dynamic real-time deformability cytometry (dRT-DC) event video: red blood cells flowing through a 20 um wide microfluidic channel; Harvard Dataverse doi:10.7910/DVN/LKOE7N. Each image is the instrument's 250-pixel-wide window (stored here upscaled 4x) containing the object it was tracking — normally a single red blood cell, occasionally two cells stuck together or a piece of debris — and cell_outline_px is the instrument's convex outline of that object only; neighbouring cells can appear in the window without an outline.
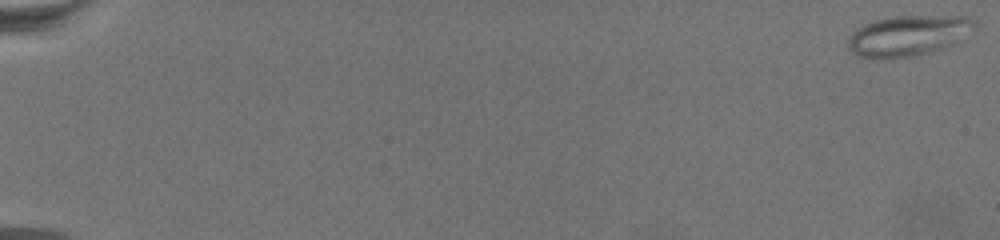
{"species": "common noctule bat (a hibernating species)", "species_latin": "Nyctalus noctula", "temperature_condition": "warm", "stored_images_in_passage": 74, "camera_frame_rate_fps": 3000, "um_per_image_px": 0.085, "animal": {"sex": "female", "body_mass_g": 19.5, "forearm_length_mm": 54.1}, "frame": {"image": 1, "passage_image": 1, "time_ms": 0.0, "image_size_px": [1000, 240], "cell_outline_px": [[976, 32], [940, 48], [928, 52], [912, 56], [860, 56], [852, 52], [848, 44], [848, 36], [852, 32], [876, 20], [896, 16], [968, 16], [976, 20]], "centroid_in_image_um": [77.3, 2.98], "position_along_channel_um": 7.7, "area_um2": 29.07}}
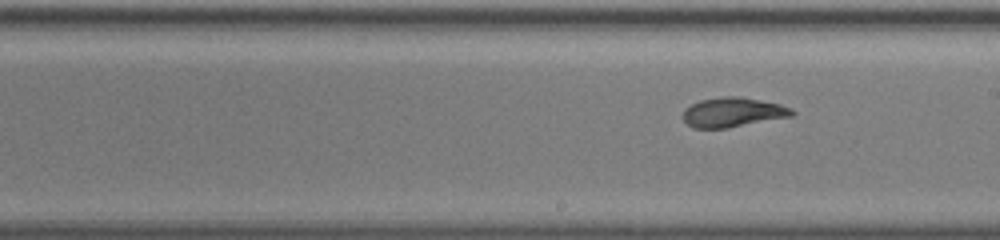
{"frame": {"image": 2, "passage_image": 45, "time_ms": 14.667, "image_size_px": [1000, 240], "cell_outline_px": [[796, 112], [792, 116], [728, 128], [692, 128], [680, 116], [684, 108], [700, 100], [720, 96], [740, 96], [780, 104], [792, 108]], "centroid_in_image_um": [62.26, 9.54], "position_along_channel_um": 226.7, "area_um2": 19.02}}
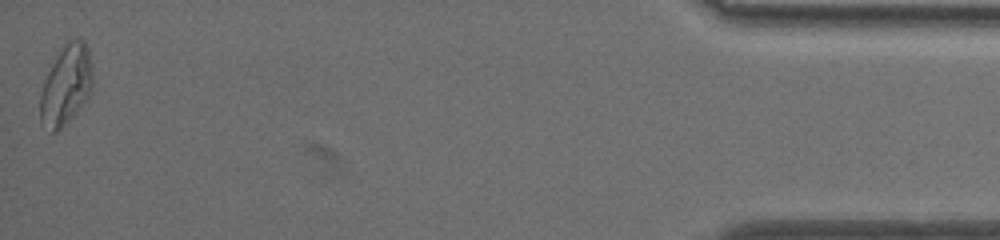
{"frame": {"image": 3, "passage_image": 74, "time_ms": 24.333, "image_size_px": [1000, 240], "cell_outline_px": [[92, 92], [76, 112], [56, 132], [52, 132], [40, 120], [40, 92], [44, 80], [52, 64], [64, 44], [68, 40], [76, 36], [84, 40], [88, 48], [92, 76]], "centroid_in_image_um": [5.62, 7.19], "position_along_channel_um": 429.6, "area_um2": 24.16}}